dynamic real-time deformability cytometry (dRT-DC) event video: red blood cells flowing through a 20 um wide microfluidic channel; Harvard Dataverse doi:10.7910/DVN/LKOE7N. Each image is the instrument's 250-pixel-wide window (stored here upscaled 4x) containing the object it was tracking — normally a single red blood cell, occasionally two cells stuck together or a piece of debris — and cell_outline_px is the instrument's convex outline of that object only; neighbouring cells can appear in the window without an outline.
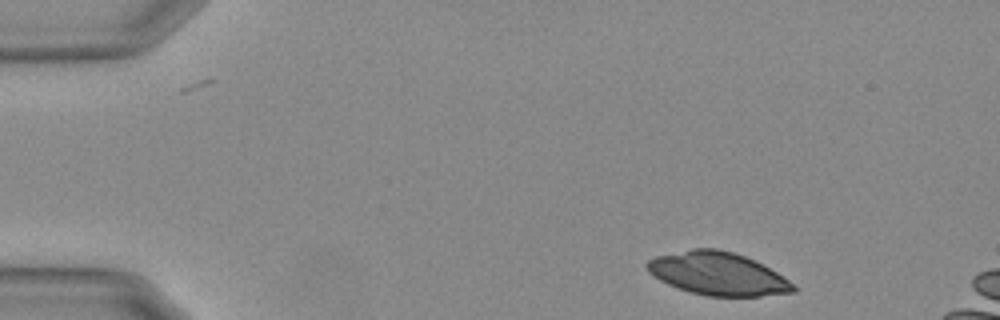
{"species": "Egyptian fruit bat (a non-hibernating species)", "species_latin": "Rousettus aegyptiacus", "temperature_condition": "warm", "stored_images_in_passage": 50, "camera_frame_rate_fps": 3000, "um_per_image_px": 0.085, "animal": {"sex": "female"}, "frame": {"image": 1, "passage_image": 1, "time_ms": 0.0, "image_size_px": [1000, 320], "cell_outline_px": [[796, 292], [760, 296], [708, 296], [688, 292], [676, 288], [660, 280], [648, 272], [644, 264], [648, 260], [656, 256], [692, 248], [716, 248], [732, 252], [744, 256], [776, 272], [788, 280], [796, 288]], "centroid_in_image_um": [60.96, 23.27], "position_along_channel_um": 24.0, "area_um2": 36.47}}
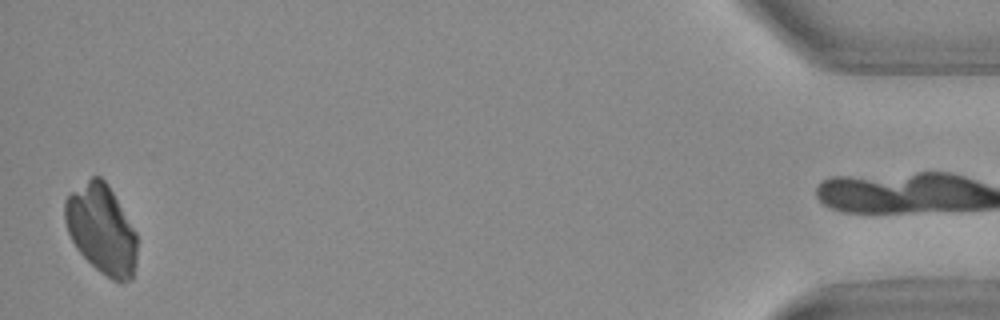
{"frame": {"image": 2, "passage_image": 48, "time_ms": 15.667, "image_size_px": [1000, 320], "cell_outline_px": [[136, 260], [132, 280], [120, 284], [112, 280], [100, 272], [76, 248], [68, 232], [64, 220], [64, 200], [72, 192], [92, 176], [100, 176], [108, 184], [136, 232]], "centroid_in_image_um": [8.63, 19.51], "position_along_channel_um": 426.6, "area_um2": 37.4}}